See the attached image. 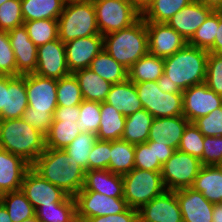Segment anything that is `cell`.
<instances>
[{
	"instance_id": "obj_1",
	"label": "cell",
	"mask_w": 222,
	"mask_h": 222,
	"mask_svg": "<svg viewBox=\"0 0 222 222\" xmlns=\"http://www.w3.org/2000/svg\"><path fill=\"white\" fill-rule=\"evenodd\" d=\"M31 167L69 196L74 197L83 188L85 170L62 149L45 148Z\"/></svg>"
},
{
	"instance_id": "obj_2",
	"label": "cell",
	"mask_w": 222,
	"mask_h": 222,
	"mask_svg": "<svg viewBox=\"0 0 222 222\" xmlns=\"http://www.w3.org/2000/svg\"><path fill=\"white\" fill-rule=\"evenodd\" d=\"M209 52L186 44L171 56L163 58L164 75L182 91L205 82Z\"/></svg>"
},
{
	"instance_id": "obj_3",
	"label": "cell",
	"mask_w": 222,
	"mask_h": 222,
	"mask_svg": "<svg viewBox=\"0 0 222 222\" xmlns=\"http://www.w3.org/2000/svg\"><path fill=\"white\" fill-rule=\"evenodd\" d=\"M0 148L32 165L45 151V136L22 118L0 120Z\"/></svg>"
},
{
	"instance_id": "obj_4",
	"label": "cell",
	"mask_w": 222,
	"mask_h": 222,
	"mask_svg": "<svg viewBox=\"0 0 222 222\" xmlns=\"http://www.w3.org/2000/svg\"><path fill=\"white\" fill-rule=\"evenodd\" d=\"M110 36V37H109ZM104 50L118 63L129 69L149 52L146 22L141 17L132 26L103 36Z\"/></svg>"
},
{
	"instance_id": "obj_5",
	"label": "cell",
	"mask_w": 222,
	"mask_h": 222,
	"mask_svg": "<svg viewBox=\"0 0 222 222\" xmlns=\"http://www.w3.org/2000/svg\"><path fill=\"white\" fill-rule=\"evenodd\" d=\"M58 18V38L63 42L93 35H101L92 0L65 3Z\"/></svg>"
},
{
	"instance_id": "obj_6",
	"label": "cell",
	"mask_w": 222,
	"mask_h": 222,
	"mask_svg": "<svg viewBox=\"0 0 222 222\" xmlns=\"http://www.w3.org/2000/svg\"><path fill=\"white\" fill-rule=\"evenodd\" d=\"M97 27L102 36L126 29L141 18V10L131 0H92Z\"/></svg>"
},
{
	"instance_id": "obj_7",
	"label": "cell",
	"mask_w": 222,
	"mask_h": 222,
	"mask_svg": "<svg viewBox=\"0 0 222 222\" xmlns=\"http://www.w3.org/2000/svg\"><path fill=\"white\" fill-rule=\"evenodd\" d=\"M123 187V198L128 207L137 210L166 190L161 172L137 168L123 175Z\"/></svg>"
},
{
	"instance_id": "obj_8",
	"label": "cell",
	"mask_w": 222,
	"mask_h": 222,
	"mask_svg": "<svg viewBox=\"0 0 222 222\" xmlns=\"http://www.w3.org/2000/svg\"><path fill=\"white\" fill-rule=\"evenodd\" d=\"M139 100L154 118L183 115V93H166L157 81L135 83Z\"/></svg>"
},
{
	"instance_id": "obj_9",
	"label": "cell",
	"mask_w": 222,
	"mask_h": 222,
	"mask_svg": "<svg viewBox=\"0 0 222 222\" xmlns=\"http://www.w3.org/2000/svg\"><path fill=\"white\" fill-rule=\"evenodd\" d=\"M201 167L198 158L175 150L171 158L162 165L161 176L164 187L168 184L166 190L171 191L192 187Z\"/></svg>"
},
{
	"instance_id": "obj_10",
	"label": "cell",
	"mask_w": 222,
	"mask_h": 222,
	"mask_svg": "<svg viewBox=\"0 0 222 222\" xmlns=\"http://www.w3.org/2000/svg\"><path fill=\"white\" fill-rule=\"evenodd\" d=\"M74 198L77 222L97 216L119 214L128 208L124 198L108 197L96 191H79Z\"/></svg>"
},
{
	"instance_id": "obj_11",
	"label": "cell",
	"mask_w": 222,
	"mask_h": 222,
	"mask_svg": "<svg viewBox=\"0 0 222 222\" xmlns=\"http://www.w3.org/2000/svg\"><path fill=\"white\" fill-rule=\"evenodd\" d=\"M28 108L25 112H54L57 108V80L35 73L25 75Z\"/></svg>"
},
{
	"instance_id": "obj_12",
	"label": "cell",
	"mask_w": 222,
	"mask_h": 222,
	"mask_svg": "<svg viewBox=\"0 0 222 222\" xmlns=\"http://www.w3.org/2000/svg\"><path fill=\"white\" fill-rule=\"evenodd\" d=\"M21 191L36 210L42 205L64 202L69 195L30 167L23 178Z\"/></svg>"
},
{
	"instance_id": "obj_13",
	"label": "cell",
	"mask_w": 222,
	"mask_h": 222,
	"mask_svg": "<svg viewBox=\"0 0 222 222\" xmlns=\"http://www.w3.org/2000/svg\"><path fill=\"white\" fill-rule=\"evenodd\" d=\"M183 116L194 122L222 107V96L209 89L205 83L183 90Z\"/></svg>"
},
{
	"instance_id": "obj_14",
	"label": "cell",
	"mask_w": 222,
	"mask_h": 222,
	"mask_svg": "<svg viewBox=\"0 0 222 222\" xmlns=\"http://www.w3.org/2000/svg\"><path fill=\"white\" fill-rule=\"evenodd\" d=\"M34 73L56 80L71 74L67 66L65 45L59 38L38 47Z\"/></svg>"
},
{
	"instance_id": "obj_15",
	"label": "cell",
	"mask_w": 222,
	"mask_h": 222,
	"mask_svg": "<svg viewBox=\"0 0 222 222\" xmlns=\"http://www.w3.org/2000/svg\"><path fill=\"white\" fill-rule=\"evenodd\" d=\"M139 222H183L175 191L165 190L161 195L139 208Z\"/></svg>"
},
{
	"instance_id": "obj_16",
	"label": "cell",
	"mask_w": 222,
	"mask_h": 222,
	"mask_svg": "<svg viewBox=\"0 0 222 222\" xmlns=\"http://www.w3.org/2000/svg\"><path fill=\"white\" fill-rule=\"evenodd\" d=\"M149 53L161 58L173 55L182 49L186 40L167 23L146 22Z\"/></svg>"
},
{
	"instance_id": "obj_17",
	"label": "cell",
	"mask_w": 222,
	"mask_h": 222,
	"mask_svg": "<svg viewBox=\"0 0 222 222\" xmlns=\"http://www.w3.org/2000/svg\"><path fill=\"white\" fill-rule=\"evenodd\" d=\"M64 45L67 66L71 73L89 68L91 61L104 49L102 35L77 38Z\"/></svg>"
},
{
	"instance_id": "obj_18",
	"label": "cell",
	"mask_w": 222,
	"mask_h": 222,
	"mask_svg": "<svg viewBox=\"0 0 222 222\" xmlns=\"http://www.w3.org/2000/svg\"><path fill=\"white\" fill-rule=\"evenodd\" d=\"M8 36L16 60V76L34 73L38 47L30 40L24 24L8 31Z\"/></svg>"
},
{
	"instance_id": "obj_19",
	"label": "cell",
	"mask_w": 222,
	"mask_h": 222,
	"mask_svg": "<svg viewBox=\"0 0 222 222\" xmlns=\"http://www.w3.org/2000/svg\"><path fill=\"white\" fill-rule=\"evenodd\" d=\"M183 222H212L214 203L192 187L175 190Z\"/></svg>"
},
{
	"instance_id": "obj_20",
	"label": "cell",
	"mask_w": 222,
	"mask_h": 222,
	"mask_svg": "<svg viewBox=\"0 0 222 222\" xmlns=\"http://www.w3.org/2000/svg\"><path fill=\"white\" fill-rule=\"evenodd\" d=\"M212 11L211 8L193 0L173 15L167 24L188 42Z\"/></svg>"
},
{
	"instance_id": "obj_21",
	"label": "cell",
	"mask_w": 222,
	"mask_h": 222,
	"mask_svg": "<svg viewBox=\"0 0 222 222\" xmlns=\"http://www.w3.org/2000/svg\"><path fill=\"white\" fill-rule=\"evenodd\" d=\"M30 167L22 157L0 148V196L21 190L24 175Z\"/></svg>"
},
{
	"instance_id": "obj_22",
	"label": "cell",
	"mask_w": 222,
	"mask_h": 222,
	"mask_svg": "<svg viewBox=\"0 0 222 222\" xmlns=\"http://www.w3.org/2000/svg\"><path fill=\"white\" fill-rule=\"evenodd\" d=\"M189 121L183 116L154 118L148 141L178 149L184 130Z\"/></svg>"
},
{
	"instance_id": "obj_23",
	"label": "cell",
	"mask_w": 222,
	"mask_h": 222,
	"mask_svg": "<svg viewBox=\"0 0 222 222\" xmlns=\"http://www.w3.org/2000/svg\"><path fill=\"white\" fill-rule=\"evenodd\" d=\"M80 191H96L108 197L123 198V176L107 169L85 171Z\"/></svg>"
},
{
	"instance_id": "obj_24",
	"label": "cell",
	"mask_w": 222,
	"mask_h": 222,
	"mask_svg": "<svg viewBox=\"0 0 222 222\" xmlns=\"http://www.w3.org/2000/svg\"><path fill=\"white\" fill-rule=\"evenodd\" d=\"M105 102L113 106L124 116L143 109L135 83L129 79L121 83L113 84L110 92L107 94Z\"/></svg>"
},
{
	"instance_id": "obj_25",
	"label": "cell",
	"mask_w": 222,
	"mask_h": 222,
	"mask_svg": "<svg viewBox=\"0 0 222 222\" xmlns=\"http://www.w3.org/2000/svg\"><path fill=\"white\" fill-rule=\"evenodd\" d=\"M27 108L25 75L8 76V91H6L5 108L2 110V120L22 118Z\"/></svg>"
},
{
	"instance_id": "obj_26",
	"label": "cell",
	"mask_w": 222,
	"mask_h": 222,
	"mask_svg": "<svg viewBox=\"0 0 222 222\" xmlns=\"http://www.w3.org/2000/svg\"><path fill=\"white\" fill-rule=\"evenodd\" d=\"M195 191L212 203H222V168L202 166L192 185Z\"/></svg>"
},
{
	"instance_id": "obj_27",
	"label": "cell",
	"mask_w": 222,
	"mask_h": 222,
	"mask_svg": "<svg viewBox=\"0 0 222 222\" xmlns=\"http://www.w3.org/2000/svg\"><path fill=\"white\" fill-rule=\"evenodd\" d=\"M73 74L78 80L83 100L99 103L106 100L113 84L102 79L89 68L77 70Z\"/></svg>"
},
{
	"instance_id": "obj_28",
	"label": "cell",
	"mask_w": 222,
	"mask_h": 222,
	"mask_svg": "<svg viewBox=\"0 0 222 222\" xmlns=\"http://www.w3.org/2000/svg\"><path fill=\"white\" fill-rule=\"evenodd\" d=\"M101 121L96 134L98 140L114 141L122 138L126 116L118 112L113 106L101 102Z\"/></svg>"
},
{
	"instance_id": "obj_29",
	"label": "cell",
	"mask_w": 222,
	"mask_h": 222,
	"mask_svg": "<svg viewBox=\"0 0 222 222\" xmlns=\"http://www.w3.org/2000/svg\"><path fill=\"white\" fill-rule=\"evenodd\" d=\"M23 20H58L63 12L64 0H20Z\"/></svg>"
},
{
	"instance_id": "obj_30",
	"label": "cell",
	"mask_w": 222,
	"mask_h": 222,
	"mask_svg": "<svg viewBox=\"0 0 222 222\" xmlns=\"http://www.w3.org/2000/svg\"><path fill=\"white\" fill-rule=\"evenodd\" d=\"M153 119L154 117L144 108L126 116L121 139L134 145L147 142Z\"/></svg>"
},
{
	"instance_id": "obj_31",
	"label": "cell",
	"mask_w": 222,
	"mask_h": 222,
	"mask_svg": "<svg viewBox=\"0 0 222 222\" xmlns=\"http://www.w3.org/2000/svg\"><path fill=\"white\" fill-rule=\"evenodd\" d=\"M164 73V60L149 52L128 69V79L133 83L157 81Z\"/></svg>"
},
{
	"instance_id": "obj_32",
	"label": "cell",
	"mask_w": 222,
	"mask_h": 222,
	"mask_svg": "<svg viewBox=\"0 0 222 222\" xmlns=\"http://www.w3.org/2000/svg\"><path fill=\"white\" fill-rule=\"evenodd\" d=\"M89 69L111 84L128 79V69L114 60L104 49L91 61Z\"/></svg>"
},
{
	"instance_id": "obj_33",
	"label": "cell",
	"mask_w": 222,
	"mask_h": 222,
	"mask_svg": "<svg viewBox=\"0 0 222 222\" xmlns=\"http://www.w3.org/2000/svg\"><path fill=\"white\" fill-rule=\"evenodd\" d=\"M193 0H151L142 10L145 22L167 23L183 7Z\"/></svg>"
},
{
	"instance_id": "obj_34",
	"label": "cell",
	"mask_w": 222,
	"mask_h": 222,
	"mask_svg": "<svg viewBox=\"0 0 222 222\" xmlns=\"http://www.w3.org/2000/svg\"><path fill=\"white\" fill-rule=\"evenodd\" d=\"M135 145L119 139L111 141L109 170L118 175H125L134 168Z\"/></svg>"
},
{
	"instance_id": "obj_35",
	"label": "cell",
	"mask_w": 222,
	"mask_h": 222,
	"mask_svg": "<svg viewBox=\"0 0 222 222\" xmlns=\"http://www.w3.org/2000/svg\"><path fill=\"white\" fill-rule=\"evenodd\" d=\"M35 215L40 222H77L75 198L69 196L64 202L42 205Z\"/></svg>"
},
{
	"instance_id": "obj_36",
	"label": "cell",
	"mask_w": 222,
	"mask_h": 222,
	"mask_svg": "<svg viewBox=\"0 0 222 222\" xmlns=\"http://www.w3.org/2000/svg\"><path fill=\"white\" fill-rule=\"evenodd\" d=\"M81 133L74 121H53L45 136V147L64 150Z\"/></svg>"
},
{
	"instance_id": "obj_37",
	"label": "cell",
	"mask_w": 222,
	"mask_h": 222,
	"mask_svg": "<svg viewBox=\"0 0 222 222\" xmlns=\"http://www.w3.org/2000/svg\"><path fill=\"white\" fill-rule=\"evenodd\" d=\"M12 222H22L25 219L35 216V209L21 191H12L0 196Z\"/></svg>"
},
{
	"instance_id": "obj_38",
	"label": "cell",
	"mask_w": 222,
	"mask_h": 222,
	"mask_svg": "<svg viewBox=\"0 0 222 222\" xmlns=\"http://www.w3.org/2000/svg\"><path fill=\"white\" fill-rule=\"evenodd\" d=\"M96 134L81 132L64 151L85 171H89V155L97 141Z\"/></svg>"
},
{
	"instance_id": "obj_39",
	"label": "cell",
	"mask_w": 222,
	"mask_h": 222,
	"mask_svg": "<svg viewBox=\"0 0 222 222\" xmlns=\"http://www.w3.org/2000/svg\"><path fill=\"white\" fill-rule=\"evenodd\" d=\"M30 40L37 46L58 39V20L39 19L25 21Z\"/></svg>"
},
{
	"instance_id": "obj_40",
	"label": "cell",
	"mask_w": 222,
	"mask_h": 222,
	"mask_svg": "<svg viewBox=\"0 0 222 222\" xmlns=\"http://www.w3.org/2000/svg\"><path fill=\"white\" fill-rule=\"evenodd\" d=\"M218 28L219 11H212L187 44L208 51L214 45Z\"/></svg>"
},
{
	"instance_id": "obj_41",
	"label": "cell",
	"mask_w": 222,
	"mask_h": 222,
	"mask_svg": "<svg viewBox=\"0 0 222 222\" xmlns=\"http://www.w3.org/2000/svg\"><path fill=\"white\" fill-rule=\"evenodd\" d=\"M83 95L77 78L73 73L57 80V105L63 107L79 106Z\"/></svg>"
},
{
	"instance_id": "obj_42",
	"label": "cell",
	"mask_w": 222,
	"mask_h": 222,
	"mask_svg": "<svg viewBox=\"0 0 222 222\" xmlns=\"http://www.w3.org/2000/svg\"><path fill=\"white\" fill-rule=\"evenodd\" d=\"M101 103L83 100L79 105L78 126L81 132L97 134L101 121Z\"/></svg>"
},
{
	"instance_id": "obj_43",
	"label": "cell",
	"mask_w": 222,
	"mask_h": 222,
	"mask_svg": "<svg viewBox=\"0 0 222 222\" xmlns=\"http://www.w3.org/2000/svg\"><path fill=\"white\" fill-rule=\"evenodd\" d=\"M204 137L198 127L193 122H189L184 130L178 150L198 158L202 163Z\"/></svg>"
},
{
	"instance_id": "obj_44",
	"label": "cell",
	"mask_w": 222,
	"mask_h": 222,
	"mask_svg": "<svg viewBox=\"0 0 222 222\" xmlns=\"http://www.w3.org/2000/svg\"><path fill=\"white\" fill-rule=\"evenodd\" d=\"M24 24L20 0H8L0 6V30L10 31Z\"/></svg>"
},
{
	"instance_id": "obj_45",
	"label": "cell",
	"mask_w": 222,
	"mask_h": 222,
	"mask_svg": "<svg viewBox=\"0 0 222 222\" xmlns=\"http://www.w3.org/2000/svg\"><path fill=\"white\" fill-rule=\"evenodd\" d=\"M134 168L161 172L162 164L156 159L155 145L149 141L135 145Z\"/></svg>"
},
{
	"instance_id": "obj_46",
	"label": "cell",
	"mask_w": 222,
	"mask_h": 222,
	"mask_svg": "<svg viewBox=\"0 0 222 222\" xmlns=\"http://www.w3.org/2000/svg\"><path fill=\"white\" fill-rule=\"evenodd\" d=\"M204 83L217 95L222 96V54L209 53Z\"/></svg>"
},
{
	"instance_id": "obj_47",
	"label": "cell",
	"mask_w": 222,
	"mask_h": 222,
	"mask_svg": "<svg viewBox=\"0 0 222 222\" xmlns=\"http://www.w3.org/2000/svg\"><path fill=\"white\" fill-rule=\"evenodd\" d=\"M0 75L16 76V60L8 32L0 30Z\"/></svg>"
},
{
	"instance_id": "obj_48",
	"label": "cell",
	"mask_w": 222,
	"mask_h": 222,
	"mask_svg": "<svg viewBox=\"0 0 222 222\" xmlns=\"http://www.w3.org/2000/svg\"><path fill=\"white\" fill-rule=\"evenodd\" d=\"M204 136H222V107L193 122Z\"/></svg>"
},
{
	"instance_id": "obj_49",
	"label": "cell",
	"mask_w": 222,
	"mask_h": 222,
	"mask_svg": "<svg viewBox=\"0 0 222 222\" xmlns=\"http://www.w3.org/2000/svg\"><path fill=\"white\" fill-rule=\"evenodd\" d=\"M111 152V141L97 140L89 155V171L107 169L109 170Z\"/></svg>"
},
{
	"instance_id": "obj_50",
	"label": "cell",
	"mask_w": 222,
	"mask_h": 222,
	"mask_svg": "<svg viewBox=\"0 0 222 222\" xmlns=\"http://www.w3.org/2000/svg\"><path fill=\"white\" fill-rule=\"evenodd\" d=\"M222 160V136H205L202 166H217Z\"/></svg>"
},
{
	"instance_id": "obj_51",
	"label": "cell",
	"mask_w": 222,
	"mask_h": 222,
	"mask_svg": "<svg viewBox=\"0 0 222 222\" xmlns=\"http://www.w3.org/2000/svg\"><path fill=\"white\" fill-rule=\"evenodd\" d=\"M53 114L54 112H24L22 119L46 136L54 120Z\"/></svg>"
},
{
	"instance_id": "obj_52",
	"label": "cell",
	"mask_w": 222,
	"mask_h": 222,
	"mask_svg": "<svg viewBox=\"0 0 222 222\" xmlns=\"http://www.w3.org/2000/svg\"><path fill=\"white\" fill-rule=\"evenodd\" d=\"M84 222H139V212L137 209L128 207L122 213L92 217Z\"/></svg>"
},
{
	"instance_id": "obj_53",
	"label": "cell",
	"mask_w": 222,
	"mask_h": 222,
	"mask_svg": "<svg viewBox=\"0 0 222 222\" xmlns=\"http://www.w3.org/2000/svg\"><path fill=\"white\" fill-rule=\"evenodd\" d=\"M79 115H80L79 106H72V107L57 106L53 114L54 116L53 121L68 120L77 123Z\"/></svg>"
},
{
	"instance_id": "obj_54",
	"label": "cell",
	"mask_w": 222,
	"mask_h": 222,
	"mask_svg": "<svg viewBox=\"0 0 222 222\" xmlns=\"http://www.w3.org/2000/svg\"><path fill=\"white\" fill-rule=\"evenodd\" d=\"M152 145H155L156 159L163 165L167 160L171 158L175 149L164 144H158L154 141H149Z\"/></svg>"
},
{
	"instance_id": "obj_55",
	"label": "cell",
	"mask_w": 222,
	"mask_h": 222,
	"mask_svg": "<svg viewBox=\"0 0 222 222\" xmlns=\"http://www.w3.org/2000/svg\"><path fill=\"white\" fill-rule=\"evenodd\" d=\"M159 89L162 92L166 93H182L183 91L175 84L170 81V79L166 75H162L158 80H157Z\"/></svg>"
},
{
	"instance_id": "obj_56",
	"label": "cell",
	"mask_w": 222,
	"mask_h": 222,
	"mask_svg": "<svg viewBox=\"0 0 222 222\" xmlns=\"http://www.w3.org/2000/svg\"><path fill=\"white\" fill-rule=\"evenodd\" d=\"M208 52L222 54V11H219V28L216 32L214 45L208 50Z\"/></svg>"
},
{
	"instance_id": "obj_57",
	"label": "cell",
	"mask_w": 222,
	"mask_h": 222,
	"mask_svg": "<svg viewBox=\"0 0 222 222\" xmlns=\"http://www.w3.org/2000/svg\"><path fill=\"white\" fill-rule=\"evenodd\" d=\"M6 91H8V75H0V120H2V110L5 108Z\"/></svg>"
},
{
	"instance_id": "obj_58",
	"label": "cell",
	"mask_w": 222,
	"mask_h": 222,
	"mask_svg": "<svg viewBox=\"0 0 222 222\" xmlns=\"http://www.w3.org/2000/svg\"><path fill=\"white\" fill-rule=\"evenodd\" d=\"M213 11H222V0H197Z\"/></svg>"
},
{
	"instance_id": "obj_59",
	"label": "cell",
	"mask_w": 222,
	"mask_h": 222,
	"mask_svg": "<svg viewBox=\"0 0 222 222\" xmlns=\"http://www.w3.org/2000/svg\"><path fill=\"white\" fill-rule=\"evenodd\" d=\"M212 222H222V203H214Z\"/></svg>"
},
{
	"instance_id": "obj_60",
	"label": "cell",
	"mask_w": 222,
	"mask_h": 222,
	"mask_svg": "<svg viewBox=\"0 0 222 222\" xmlns=\"http://www.w3.org/2000/svg\"><path fill=\"white\" fill-rule=\"evenodd\" d=\"M0 222H12L4 205L0 204Z\"/></svg>"
},
{
	"instance_id": "obj_61",
	"label": "cell",
	"mask_w": 222,
	"mask_h": 222,
	"mask_svg": "<svg viewBox=\"0 0 222 222\" xmlns=\"http://www.w3.org/2000/svg\"><path fill=\"white\" fill-rule=\"evenodd\" d=\"M140 10H142L151 0H131Z\"/></svg>"
},
{
	"instance_id": "obj_62",
	"label": "cell",
	"mask_w": 222,
	"mask_h": 222,
	"mask_svg": "<svg viewBox=\"0 0 222 222\" xmlns=\"http://www.w3.org/2000/svg\"><path fill=\"white\" fill-rule=\"evenodd\" d=\"M22 222H40V221L37 219V217L35 215V216L31 217V218L23 220Z\"/></svg>"
},
{
	"instance_id": "obj_63",
	"label": "cell",
	"mask_w": 222,
	"mask_h": 222,
	"mask_svg": "<svg viewBox=\"0 0 222 222\" xmlns=\"http://www.w3.org/2000/svg\"><path fill=\"white\" fill-rule=\"evenodd\" d=\"M66 3L67 2H73V1H86V0H64Z\"/></svg>"
},
{
	"instance_id": "obj_64",
	"label": "cell",
	"mask_w": 222,
	"mask_h": 222,
	"mask_svg": "<svg viewBox=\"0 0 222 222\" xmlns=\"http://www.w3.org/2000/svg\"><path fill=\"white\" fill-rule=\"evenodd\" d=\"M6 1H8V0H0V6H1L2 4H4Z\"/></svg>"
},
{
	"instance_id": "obj_65",
	"label": "cell",
	"mask_w": 222,
	"mask_h": 222,
	"mask_svg": "<svg viewBox=\"0 0 222 222\" xmlns=\"http://www.w3.org/2000/svg\"><path fill=\"white\" fill-rule=\"evenodd\" d=\"M218 166L222 168V160H221V162H220V164Z\"/></svg>"
}]
</instances>
